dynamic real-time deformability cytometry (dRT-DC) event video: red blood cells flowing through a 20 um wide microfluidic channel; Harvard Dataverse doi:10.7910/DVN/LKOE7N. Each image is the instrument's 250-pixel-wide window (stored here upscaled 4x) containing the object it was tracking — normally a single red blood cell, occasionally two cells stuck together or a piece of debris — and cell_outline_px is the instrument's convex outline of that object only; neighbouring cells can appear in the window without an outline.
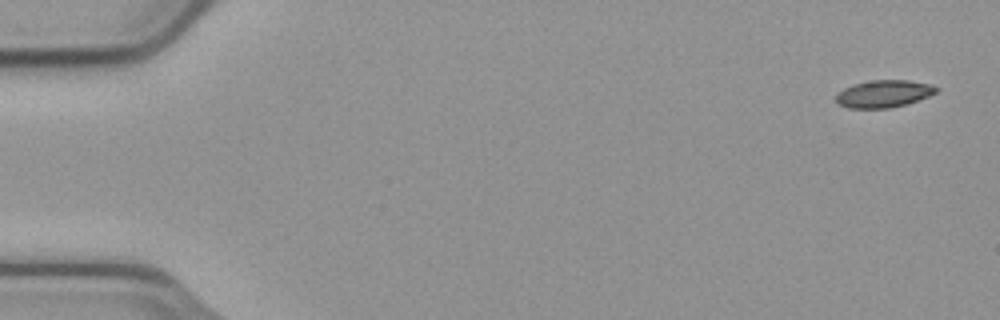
{"species": "common noctule bat (a hibernating species)", "species_latin": "Nyctalus noctula", "temperature_condition": "cold", "stored_images_in_passage": 54, "camera_frame_rate_fps": 3000, "um_per_image_px": 0.085, "animal": {"sex": "male", "body_mass_g": 23.1, "forearm_length_mm": 52.7}, "frame": {"image": 1, "passage_image": 1, "time_ms": 0.0, "image_size_px": [1000, 320], "cell_outline_px": [[940, 88], [936, 92], [928, 96], [904, 104], [888, 108], [848, 108], [840, 104], [836, 100], [836, 92], [852, 84], [872, 80], [908, 80], [932, 84]], "centroid_in_image_um": [75.1, 7.95], "position_along_channel_um": 9.9, "area_um2": 15.9}}
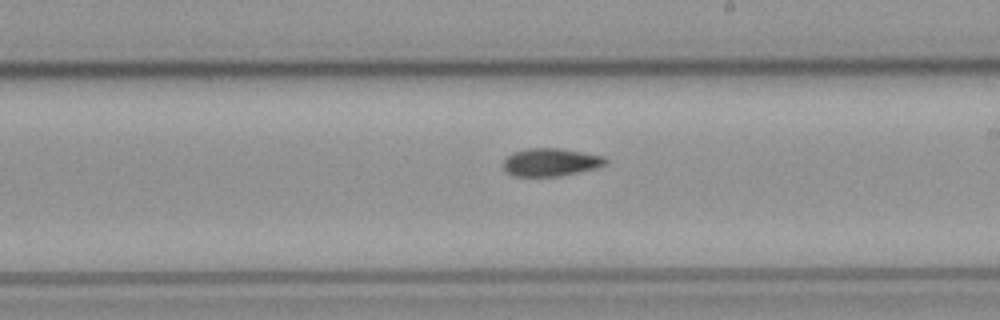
{"frame": {"image": 2, "passage_image": 31, "time_ms": 10.0, "image_size_px": [1000, 320], "cell_outline_px": [[608, 160], [604, 164], [596, 168], [556, 176], [512, 176], [504, 168], [504, 160], [512, 152], [528, 148], [560, 148], [604, 156]], "centroid_in_image_um": [46.79, 13.77], "position_along_channel_um": 242.2, "area_um2": 16.42}}
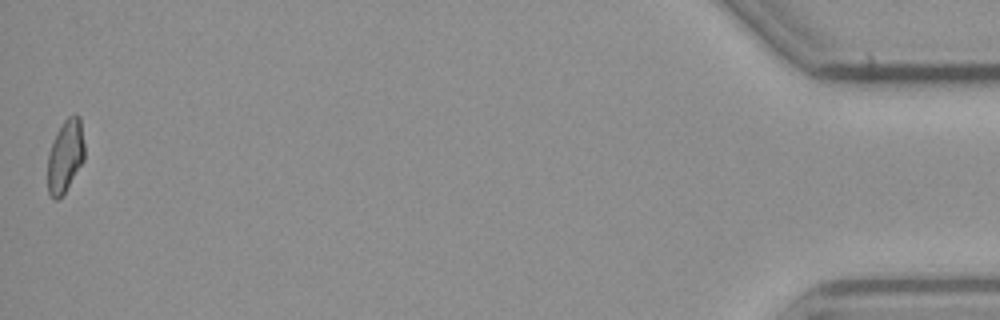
{"frame": {"image": 3, "passage_image": 54, "time_ms": 17.667, "image_size_px": [1000, 320], "cell_outline_px": [[84, 160], [64, 192], [56, 200], [52, 200], [48, 192], [48, 152], [52, 140], [56, 132], [64, 120], [68, 116], [76, 112], [80, 116], [84, 144]], "centroid_in_image_um": [5.54, 13.21], "position_along_channel_um": 429.7, "area_um2": 15.72}, "authors_computed_cell_mechanics": {"area_um2": 16.4441, "velocity_mm_per_s": 3.7262, "shape_relaxation_time_tau1_ms": null, "shape_relaxation_time_tau2_ms": 7.556, "deformation_change_tau1": null, "deformation_change_tau2": 0.1234}}